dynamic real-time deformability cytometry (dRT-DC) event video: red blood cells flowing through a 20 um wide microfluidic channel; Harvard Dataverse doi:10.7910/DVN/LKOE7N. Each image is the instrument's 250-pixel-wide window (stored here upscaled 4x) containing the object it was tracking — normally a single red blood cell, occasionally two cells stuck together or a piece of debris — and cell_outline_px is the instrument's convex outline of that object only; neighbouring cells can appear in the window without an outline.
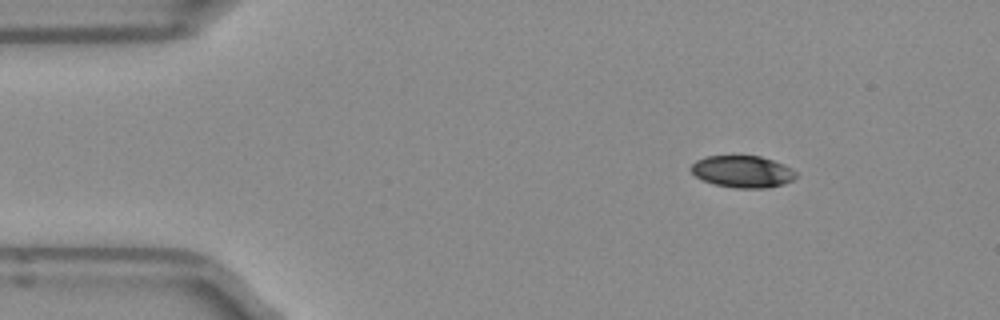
{"species": "Egyptian fruit bat (a non-hibernating species)", "species_latin": "Rousettus aegyptiacus", "temperature_condition": "room temperature", "stored_images_in_passage": 4, "segment_of_instrument_passage": [1, 2], "camera_frame_rate_fps": 3000, "um_per_image_px": 0.085, "frame": {"image": 1, "passage_image": 1, "time_ms": 0.0, "image_size_px": [1000, 320], "cell_outline_px": [[796, 176], [792, 180], [784, 184], [768, 188], [732, 188], [716, 184], [704, 180], [696, 176], [688, 168], [696, 160], [704, 156], [760, 156], [784, 164], [792, 168], [796, 172]], "centroid_in_image_um": [63.11, 14.58], "position_along_channel_um": 21.9, "area_um2": 19.59}}